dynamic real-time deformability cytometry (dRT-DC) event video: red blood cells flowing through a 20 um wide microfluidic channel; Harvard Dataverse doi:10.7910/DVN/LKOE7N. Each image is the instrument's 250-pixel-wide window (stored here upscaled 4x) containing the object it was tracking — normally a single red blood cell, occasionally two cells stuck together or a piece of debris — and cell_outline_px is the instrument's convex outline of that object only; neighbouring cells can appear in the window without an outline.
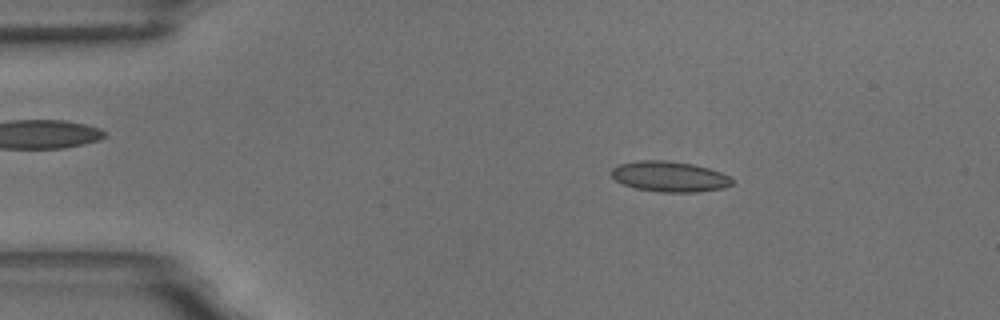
{"species": "common noctule bat (a hibernating species)", "species_latin": "Nyctalus noctula", "temperature_condition": "room temperature", "stored_images_in_passage": 56, "camera_frame_rate_fps": 3000, "um_per_image_px": 0.085, "animal": {"sex": "male", "body_mass_g": 18.8}, "frame": {"image": 1, "passage_image": 10, "time_ms": 3.0, "image_size_px": [1000, 320], "cell_outline_px": [[736, 180], [732, 184], [724, 188], [696, 192], [660, 192], [636, 188], [624, 184], [616, 180], [612, 176], [612, 168], [620, 164], [640, 160], [664, 160], [692, 164], [708, 168], [732, 176]], "centroid_in_image_um": [56.97, 15.01], "position_along_channel_um": 28.0, "area_um2": 21.44}}
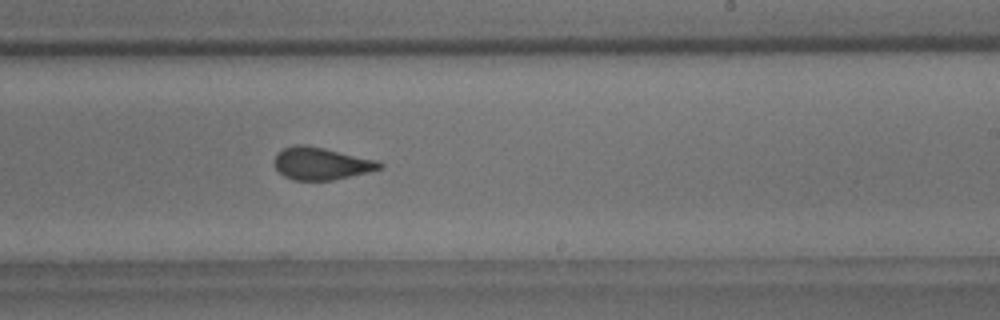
{"frame": {"image": 2, "passage_image": 35, "time_ms": 11.333, "image_size_px": [1000, 320], "cell_outline_px": [[384, 168], [368, 172], [332, 180], [292, 180], [284, 176], [272, 164], [276, 152], [284, 148], [296, 144], [304, 144], [324, 148], [376, 160], [384, 164]], "centroid_in_image_um": [27.27, 13.9], "position_along_channel_um": 261.7, "area_um2": 19.94}}
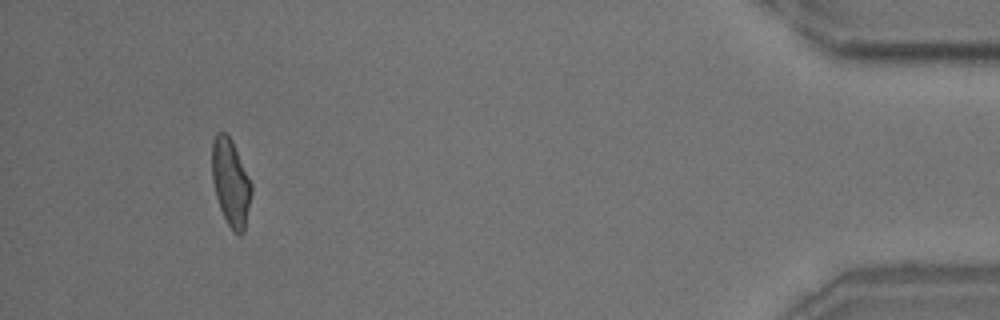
{"frame": {"image": 3, "passage_image": 54, "time_ms": 17.667, "image_size_px": [1000, 320], "cell_outline_px": [[252, 192], [244, 232], [240, 236], [232, 232], [220, 208], [216, 196], [212, 180], [212, 140], [216, 132], [224, 132], [232, 140], [252, 184]], "centroid_in_image_um": [19.61, 15.53], "position_along_channel_um": 415.6, "area_um2": 20.06}, "authors_computed_cell_mechanics": {"area_um2": 20.5768, "velocity_mm_per_s": 3.4935, "shape_relaxation_time_tau1_ms": 10.2494, "shape_relaxation_time_tau2_ms": 1.4757, "deformation_change_tau1": 0.2079, "deformation_change_tau2": 0.0877}}